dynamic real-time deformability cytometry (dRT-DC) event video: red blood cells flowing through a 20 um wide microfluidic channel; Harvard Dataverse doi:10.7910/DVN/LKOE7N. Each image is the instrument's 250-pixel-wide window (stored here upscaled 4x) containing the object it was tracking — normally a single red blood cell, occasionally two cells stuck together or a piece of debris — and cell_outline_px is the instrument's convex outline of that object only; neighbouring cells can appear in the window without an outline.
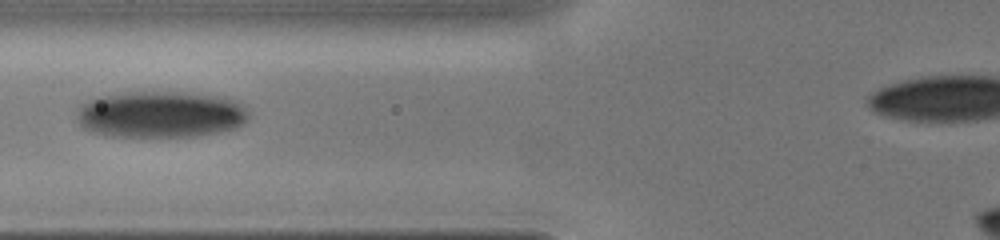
{"species": "human", "species_latin": "Homo sapiens", "temperature_condition": "cold", "stored_images_in_passage": 3, "camera_frame_rate_fps": 3000, "um_per_image_px": 0.085, "donor": {"sex": "male"}, "frame": {"image": 1, "passage_image": 3, "time_ms": 2.0, "image_size_px": [1000, 240], "cell_outline_px": [[248, 120], [244, 124], [236, 128], [220, 132], [196, 136], [104, 136], [80, 128], [76, 120], [76, 108], [80, 104], [88, 100], [100, 96], [124, 92], [188, 92], [224, 96], [236, 100], [244, 104], [248, 112]], "centroid_in_image_um": [13.64, 9.72], "position_along_channel_um": 112.2, "area_um2": 47.69}}